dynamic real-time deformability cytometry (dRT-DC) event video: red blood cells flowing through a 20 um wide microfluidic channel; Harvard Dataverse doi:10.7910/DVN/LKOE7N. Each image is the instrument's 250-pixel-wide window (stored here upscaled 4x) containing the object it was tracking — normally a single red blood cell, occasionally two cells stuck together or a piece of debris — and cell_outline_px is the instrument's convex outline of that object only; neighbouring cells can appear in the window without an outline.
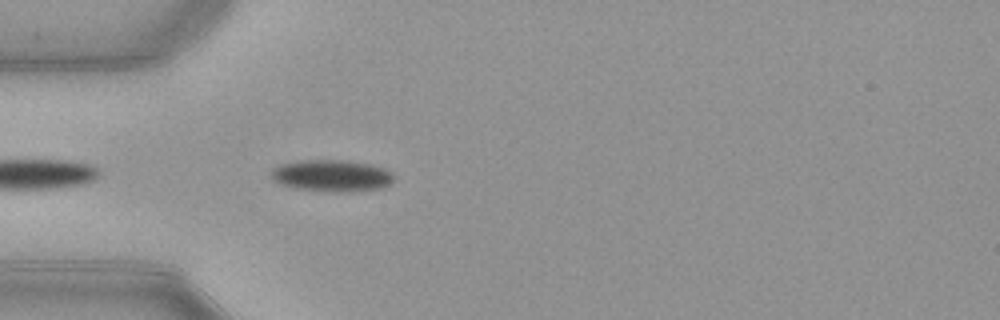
{"species": "common noctule bat (a hibernating species)", "species_latin": "Nyctalus noctula", "temperature_condition": "warm", "stored_images_in_passage": 24, "camera_frame_rate_fps": 3000, "um_per_image_px": 0.085, "animal": {"sex": "female", "body_mass_g": 21.9}, "frame": {"image": 1, "passage_image": 2, "time_ms": 0.333, "image_size_px": [1000, 320], "cell_outline_px": [[392, 180], [388, 184], [380, 188], [348, 192], [332, 192], [292, 188], [280, 184], [272, 180], [272, 168], [280, 164], [300, 160], [344, 160], [372, 164], [384, 168], [392, 176]], "centroid_in_image_um": [28.13, 14.93], "position_along_channel_um": 56.9, "area_um2": 22.72}}
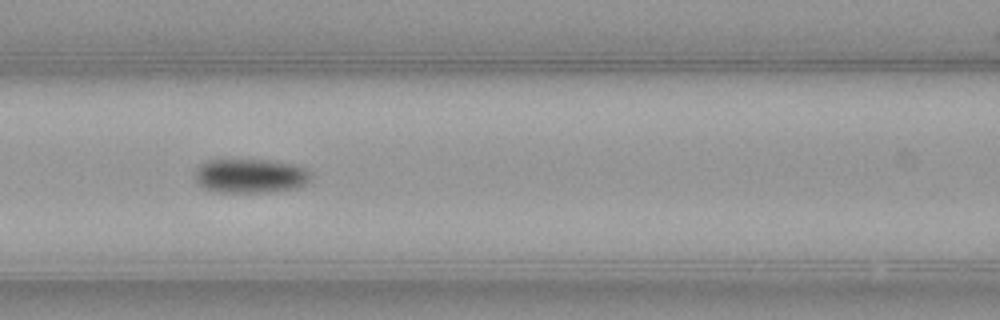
{"frame": {"image": 2, "passage_image": 9, "time_ms": 2.667, "image_size_px": [1000, 320], "cell_outline_px": [[312, 176], [304, 184], [296, 188], [272, 192], [220, 192], [204, 188], [196, 180], [196, 168], [200, 164], [208, 160], [276, 160], [292, 164], [304, 168]], "centroid_in_image_um": [21.28, 14.94], "position_along_channel_um": 145.3, "area_um2": 23.0}}
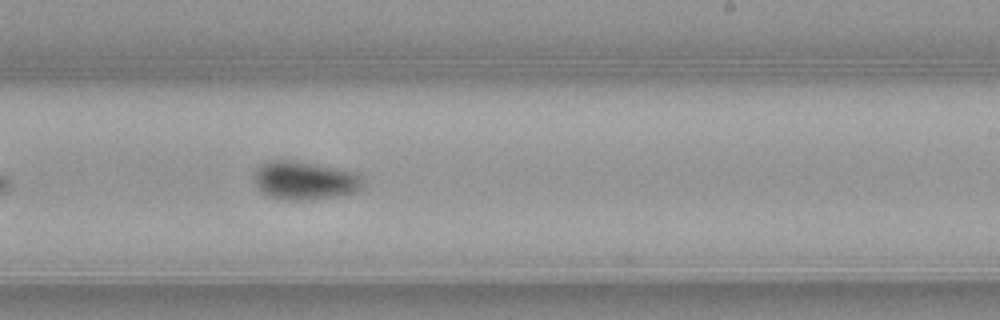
{"frame": {"image": 3, "passage_image": 18, "time_ms": 5.667, "image_size_px": [1000, 320], "cell_outline_px": [[364, 184], [360, 188], [352, 192], [336, 196], [312, 200], [284, 200], [268, 196], [256, 184], [252, 176], [256, 168], [260, 164], [268, 160], [288, 160], [316, 164], [360, 172], [364, 180]], "centroid_in_image_um": [25.91, 15.33], "position_along_channel_um": 263.1, "area_um2": 24.62}}